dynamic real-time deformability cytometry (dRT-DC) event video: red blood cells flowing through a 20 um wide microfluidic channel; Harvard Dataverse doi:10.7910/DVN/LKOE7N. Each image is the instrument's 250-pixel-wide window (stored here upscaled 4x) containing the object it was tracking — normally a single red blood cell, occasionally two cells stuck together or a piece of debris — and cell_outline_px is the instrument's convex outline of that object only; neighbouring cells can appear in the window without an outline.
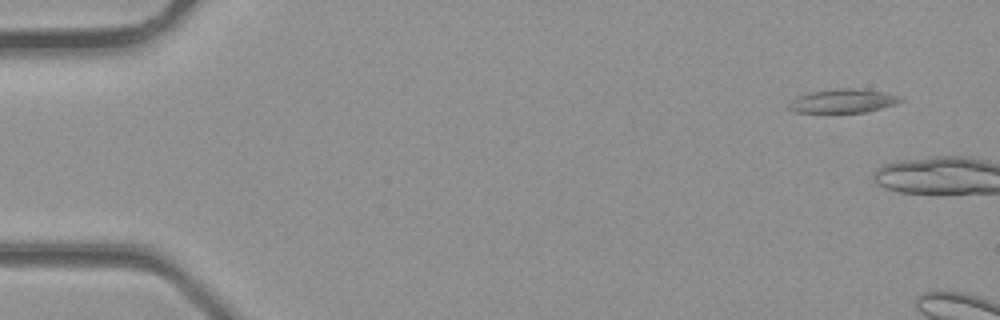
{"species": "common noctule bat (a hibernating species)", "species_latin": "Nyctalus noctula", "temperature_condition": "room temperature", "stored_images_in_passage": 5, "camera_frame_rate_fps": 3000, "um_per_image_px": 0.085, "animal": {"sex": "male", "body_mass_g": 23.1, "forearm_length_mm": 52.7}, "frame": {"image": 1, "passage_image": 1, "time_ms": 0.0, "image_size_px": [1000, 320], "cell_outline_px": [[904, 100], [896, 104], [864, 112], [796, 112], [788, 108], [788, 104], [796, 96], [812, 92], [836, 88], [856, 88], [884, 92], [900, 96]], "centroid_in_image_um": [71.66, 8.57], "position_along_channel_um": 13.3, "area_um2": 15.37}}